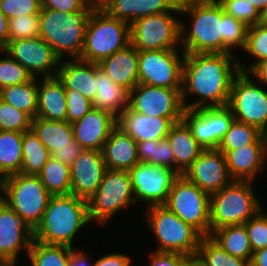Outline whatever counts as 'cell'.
Masks as SVG:
<instances>
[{
	"instance_id": "47",
	"label": "cell",
	"mask_w": 267,
	"mask_h": 266,
	"mask_svg": "<svg viewBox=\"0 0 267 266\" xmlns=\"http://www.w3.org/2000/svg\"><path fill=\"white\" fill-rule=\"evenodd\" d=\"M223 7L224 11L243 22L246 26L251 27L258 24L259 12L250 3L245 0H217Z\"/></svg>"
},
{
	"instance_id": "34",
	"label": "cell",
	"mask_w": 267,
	"mask_h": 266,
	"mask_svg": "<svg viewBox=\"0 0 267 266\" xmlns=\"http://www.w3.org/2000/svg\"><path fill=\"white\" fill-rule=\"evenodd\" d=\"M23 133L0 131V177L20 173L22 165Z\"/></svg>"
},
{
	"instance_id": "63",
	"label": "cell",
	"mask_w": 267,
	"mask_h": 266,
	"mask_svg": "<svg viewBox=\"0 0 267 266\" xmlns=\"http://www.w3.org/2000/svg\"><path fill=\"white\" fill-rule=\"evenodd\" d=\"M187 266H199L194 260H192Z\"/></svg>"
},
{
	"instance_id": "33",
	"label": "cell",
	"mask_w": 267,
	"mask_h": 266,
	"mask_svg": "<svg viewBox=\"0 0 267 266\" xmlns=\"http://www.w3.org/2000/svg\"><path fill=\"white\" fill-rule=\"evenodd\" d=\"M38 80L33 77L24 84L4 87L0 89V99L34 119L38 110Z\"/></svg>"
},
{
	"instance_id": "51",
	"label": "cell",
	"mask_w": 267,
	"mask_h": 266,
	"mask_svg": "<svg viewBox=\"0 0 267 266\" xmlns=\"http://www.w3.org/2000/svg\"><path fill=\"white\" fill-rule=\"evenodd\" d=\"M91 0H41V8L74 13L82 10Z\"/></svg>"
},
{
	"instance_id": "62",
	"label": "cell",
	"mask_w": 267,
	"mask_h": 266,
	"mask_svg": "<svg viewBox=\"0 0 267 266\" xmlns=\"http://www.w3.org/2000/svg\"><path fill=\"white\" fill-rule=\"evenodd\" d=\"M2 182L3 179L0 177V201L2 200Z\"/></svg>"
},
{
	"instance_id": "1",
	"label": "cell",
	"mask_w": 267,
	"mask_h": 266,
	"mask_svg": "<svg viewBox=\"0 0 267 266\" xmlns=\"http://www.w3.org/2000/svg\"><path fill=\"white\" fill-rule=\"evenodd\" d=\"M240 72L233 54H185L181 97L185 109L227 106L231 85ZM187 95L198 100L187 103Z\"/></svg>"
},
{
	"instance_id": "46",
	"label": "cell",
	"mask_w": 267,
	"mask_h": 266,
	"mask_svg": "<svg viewBox=\"0 0 267 266\" xmlns=\"http://www.w3.org/2000/svg\"><path fill=\"white\" fill-rule=\"evenodd\" d=\"M252 251L267 247V213L263 208L244 223Z\"/></svg>"
},
{
	"instance_id": "38",
	"label": "cell",
	"mask_w": 267,
	"mask_h": 266,
	"mask_svg": "<svg viewBox=\"0 0 267 266\" xmlns=\"http://www.w3.org/2000/svg\"><path fill=\"white\" fill-rule=\"evenodd\" d=\"M73 247L33 240L27 255L31 266H68Z\"/></svg>"
},
{
	"instance_id": "61",
	"label": "cell",
	"mask_w": 267,
	"mask_h": 266,
	"mask_svg": "<svg viewBox=\"0 0 267 266\" xmlns=\"http://www.w3.org/2000/svg\"><path fill=\"white\" fill-rule=\"evenodd\" d=\"M16 262H0V266H16Z\"/></svg>"
},
{
	"instance_id": "43",
	"label": "cell",
	"mask_w": 267,
	"mask_h": 266,
	"mask_svg": "<svg viewBox=\"0 0 267 266\" xmlns=\"http://www.w3.org/2000/svg\"><path fill=\"white\" fill-rule=\"evenodd\" d=\"M9 41L39 37V14L9 19Z\"/></svg>"
},
{
	"instance_id": "10",
	"label": "cell",
	"mask_w": 267,
	"mask_h": 266,
	"mask_svg": "<svg viewBox=\"0 0 267 266\" xmlns=\"http://www.w3.org/2000/svg\"><path fill=\"white\" fill-rule=\"evenodd\" d=\"M164 206L202 236H210V195L184 175L174 181Z\"/></svg>"
},
{
	"instance_id": "52",
	"label": "cell",
	"mask_w": 267,
	"mask_h": 266,
	"mask_svg": "<svg viewBox=\"0 0 267 266\" xmlns=\"http://www.w3.org/2000/svg\"><path fill=\"white\" fill-rule=\"evenodd\" d=\"M238 65L240 71L247 72L257 78L256 80H259L260 83H263L262 87L264 84L267 86V59L257 63H250L248 66L247 63L242 64V62L238 61Z\"/></svg>"
},
{
	"instance_id": "26",
	"label": "cell",
	"mask_w": 267,
	"mask_h": 266,
	"mask_svg": "<svg viewBox=\"0 0 267 266\" xmlns=\"http://www.w3.org/2000/svg\"><path fill=\"white\" fill-rule=\"evenodd\" d=\"M58 79L65 89H73L80 92L90 101L96 95L95 63L79 58L60 61L57 71Z\"/></svg>"
},
{
	"instance_id": "41",
	"label": "cell",
	"mask_w": 267,
	"mask_h": 266,
	"mask_svg": "<svg viewBox=\"0 0 267 266\" xmlns=\"http://www.w3.org/2000/svg\"><path fill=\"white\" fill-rule=\"evenodd\" d=\"M32 118L25 112L0 99V131L31 130Z\"/></svg>"
},
{
	"instance_id": "9",
	"label": "cell",
	"mask_w": 267,
	"mask_h": 266,
	"mask_svg": "<svg viewBox=\"0 0 267 266\" xmlns=\"http://www.w3.org/2000/svg\"><path fill=\"white\" fill-rule=\"evenodd\" d=\"M89 217L98 224L109 222L136 201L129 171L106 169L97 191L87 200Z\"/></svg>"
},
{
	"instance_id": "23",
	"label": "cell",
	"mask_w": 267,
	"mask_h": 266,
	"mask_svg": "<svg viewBox=\"0 0 267 266\" xmlns=\"http://www.w3.org/2000/svg\"><path fill=\"white\" fill-rule=\"evenodd\" d=\"M180 0H108L101 9L131 25L137 19L163 12H180Z\"/></svg>"
},
{
	"instance_id": "7",
	"label": "cell",
	"mask_w": 267,
	"mask_h": 266,
	"mask_svg": "<svg viewBox=\"0 0 267 266\" xmlns=\"http://www.w3.org/2000/svg\"><path fill=\"white\" fill-rule=\"evenodd\" d=\"M146 223L157 239V252L179 253L195 258L202 235L164 205L145 209Z\"/></svg>"
},
{
	"instance_id": "50",
	"label": "cell",
	"mask_w": 267,
	"mask_h": 266,
	"mask_svg": "<svg viewBox=\"0 0 267 266\" xmlns=\"http://www.w3.org/2000/svg\"><path fill=\"white\" fill-rule=\"evenodd\" d=\"M149 266H187L193 258L179 253L151 252Z\"/></svg>"
},
{
	"instance_id": "11",
	"label": "cell",
	"mask_w": 267,
	"mask_h": 266,
	"mask_svg": "<svg viewBox=\"0 0 267 266\" xmlns=\"http://www.w3.org/2000/svg\"><path fill=\"white\" fill-rule=\"evenodd\" d=\"M163 12L137 19L130 25V44L138 51L177 49L181 46V21Z\"/></svg>"
},
{
	"instance_id": "4",
	"label": "cell",
	"mask_w": 267,
	"mask_h": 266,
	"mask_svg": "<svg viewBox=\"0 0 267 266\" xmlns=\"http://www.w3.org/2000/svg\"><path fill=\"white\" fill-rule=\"evenodd\" d=\"M95 7V0H91L82 10L74 13L42 8L39 13V37L52 47L61 60L67 59L66 54L72 59L80 58L87 22Z\"/></svg>"
},
{
	"instance_id": "44",
	"label": "cell",
	"mask_w": 267,
	"mask_h": 266,
	"mask_svg": "<svg viewBox=\"0 0 267 266\" xmlns=\"http://www.w3.org/2000/svg\"><path fill=\"white\" fill-rule=\"evenodd\" d=\"M248 26L225 12V54H233L232 49L246 45Z\"/></svg>"
},
{
	"instance_id": "32",
	"label": "cell",
	"mask_w": 267,
	"mask_h": 266,
	"mask_svg": "<svg viewBox=\"0 0 267 266\" xmlns=\"http://www.w3.org/2000/svg\"><path fill=\"white\" fill-rule=\"evenodd\" d=\"M210 237L230 255L251 261L253 251L244 224L221 227Z\"/></svg>"
},
{
	"instance_id": "8",
	"label": "cell",
	"mask_w": 267,
	"mask_h": 266,
	"mask_svg": "<svg viewBox=\"0 0 267 266\" xmlns=\"http://www.w3.org/2000/svg\"><path fill=\"white\" fill-rule=\"evenodd\" d=\"M52 195L38 175L17 173L3 178L2 201L35 230Z\"/></svg>"
},
{
	"instance_id": "29",
	"label": "cell",
	"mask_w": 267,
	"mask_h": 266,
	"mask_svg": "<svg viewBox=\"0 0 267 266\" xmlns=\"http://www.w3.org/2000/svg\"><path fill=\"white\" fill-rule=\"evenodd\" d=\"M96 95L94 108L111 113L116 118L129 106L130 91L113 80L95 63Z\"/></svg>"
},
{
	"instance_id": "39",
	"label": "cell",
	"mask_w": 267,
	"mask_h": 266,
	"mask_svg": "<svg viewBox=\"0 0 267 266\" xmlns=\"http://www.w3.org/2000/svg\"><path fill=\"white\" fill-rule=\"evenodd\" d=\"M139 163L164 166L175 170L174 154L168 138L137 142Z\"/></svg>"
},
{
	"instance_id": "59",
	"label": "cell",
	"mask_w": 267,
	"mask_h": 266,
	"mask_svg": "<svg viewBox=\"0 0 267 266\" xmlns=\"http://www.w3.org/2000/svg\"><path fill=\"white\" fill-rule=\"evenodd\" d=\"M258 24L262 26H267V7L259 13Z\"/></svg>"
},
{
	"instance_id": "30",
	"label": "cell",
	"mask_w": 267,
	"mask_h": 266,
	"mask_svg": "<svg viewBox=\"0 0 267 266\" xmlns=\"http://www.w3.org/2000/svg\"><path fill=\"white\" fill-rule=\"evenodd\" d=\"M167 138L174 154L175 171L184 175L204 148L196 141L183 120L171 126Z\"/></svg>"
},
{
	"instance_id": "37",
	"label": "cell",
	"mask_w": 267,
	"mask_h": 266,
	"mask_svg": "<svg viewBox=\"0 0 267 266\" xmlns=\"http://www.w3.org/2000/svg\"><path fill=\"white\" fill-rule=\"evenodd\" d=\"M38 176L52 196L70 194V166L56 158L50 156Z\"/></svg>"
},
{
	"instance_id": "57",
	"label": "cell",
	"mask_w": 267,
	"mask_h": 266,
	"mask_svg": "<svg viewBox=\"0 0 267 266\" xmlns=\"http://www.w3.org/2000/svg\"><path fill=\"white\" fill-rule=\"evenodd\" d=\"M250 266H267V247L253 252Z\"/></svg>"
},
{
	"instance_id": "48",
	"label": "cell",
	"mask_w": 267,
	"mask_h": 266,
	"mask_svg": "<svg viewBox=\"0 0 267 266\" xmlns=\"http://www.w3.org/2000/svg\"><path fill=\"white\" fill-rule=\"evenodd\" d=\"M67 116L66 121L73 123L82 119L93 107L92 101L73 89H65Z\"/></svg>"
},
{
	"instance_id": "22",
	"label": "cell",
	"mask_w": 267,
	"mask_h": 266,
	"mask_svg": "<svg viewBox=\"0 0 267 266\" xmlns=\"http://www.w3.org/2000/svg\"><path fill=\"white\" fill-rule=\"evenodd\" d=\"M117 118L109 112L92 107L82 118L72 123L74 140L82 149L102 151Z\"/></svg>"
},
{
	"instance_id": "19",
	"label": "cell",
	"mask_w": 267,
	"mask_h": 266,
	"mask_svg": "<svg viewBox=\"0 0 267 266\" xmlns=\"http://www.w3.org/2000/svg\"><path fill=\"white\" fill-rule=\"evenodd\" d=\"M184 176L209 195L220 191L233 181L225 155L218 149H204Z\"/></svg>"
},
{
	"instance_id": "54",
	"label": "cell",
	"mask_w": 267,
	"mask_h": 266,
	"mask_svg": "<svg viewBox=\"0 0 267 266\" xmlns=\"http://www.w3.org/2000/svg\"><path fill=\"white\" fill-rule=\"evenodd\" d=\"M93 266H131V258L124 253H111L101 256Z\"/></svg>"
},
{
	"instance_id": "42",
	"label": "cell",
	"mask_w": 267,
	"mask_h": 266,
	"mask_svg": "<svg viewBox=\"0 0 267 266\" xmlns=\"http://www.w3.org/2000/svg\"><path fill=\"white\" fill-rule=\"evenodd\" d=\"M1 53L6 54L0 59V89L17 84H24L33 77L20 63L14 60L4 50ZM7 56V57H5Z\"/></svg>"
},
{
	"instance_id": "53",
	"label": "cell",
	"mask_w": 267,
	"mask_h": 266,
	"mask_svg": "<svg viewBox=\"0 0 267 266\" xmlns=\"http://www.w3.org/2000/svg\"><path fill=\"white\" fill-rule=\"evenodd\" d=\"M82 150L81 146L76 141H73L72 147L58 148L51 154V156L62 163L71 166L74 160L81 154Z\"/></svg>"
},
{
	"instance_id": "49",
	"label": "cell",
	"mask_w": 267,
	"mask_h": 266,
	"mask_svg": "<svg viewBox=\"0 0 267 266\" xmlns=\"http://www.w3.org/2000/svg\"><path fill=\"white\" fill-rule=\"evenodd\" d=\"M41 9V0H0V10L8 19L39 14Z\"/></svg>"
},
{
	"instance_id": "15",
	"label": "cell",
	"mask_w": 267,
	"mask_h": 266,
	"mask_svg": "<svg viewBox=\"0 0 267 266\" xmlns=\"http://www.w3.org/2000/svg\"><path fill=\"white\" fill-rule=\"evenodd\" d=\"M134 199L151 206L164 205L174 181L180 176L174 169L137 163L129 170Z\"/></svg>"
},
{
	"instance_id": "56",
	"label": "cell",
	"mask_w": 267,
	"mask_h": 266,
	"mask_svg": "<svg viewBox=\"0 0 267 266\" xmlns=\"http://www.w3.org/2000/svg\"><path fill=\"white\" fill-rule=\"evenodd\" d=\"M9 19L0 10V50H3L9 43Z\"/></svg>"
},
{
	"instance_id": "35",
	"label": "cell",
	"mask_w": 267,
	"mask_h": 266,
	"mask_svg": "<svg viewBox=\"0 0 267 266\" xmlns=\"http://www.w3.org/2000/svg\"><path fill=\"white\" fill-rule=\"evenodd\" d=\"M199 266H250V262L230 255L210 236H202L193 259Z\"/></svg>"
},
{
	"instance_id": "55",
	"label": "cell",
	"mask_w": 267,
	"mask_h": 266,
	"mask_svg": "<svg viewBox=\"0 0 267 266\" xmlns=\"http://www.w3.org/2000/svg\"><path fill=\"white\" fill-rule=\"evenodd\" d=\"M88 254L83 251L72 249L69 253V263L68 266H93L87 256Z\"/></svg>"
},
{
	"instance_id": "2",
	"label": "cell",
	"mask_w": 267,
	"mask_h": 266,
	"mask_svg": "<svg viewBox=\"0 0 267 266\" xmlns=\"http://www.w3.org/2000/svg\"><path fill=\"white\" fill-rule=\"evenodd\" d=\"M180 15L191 19L190 30L181 22L185 54H225V11L217 0H180ZM189 30V31H188Z\"/></svg>"
},
{
	"instance_id": "17",
	"label": "cell",
	"mask_w": 267,
	"mask_h": 266,
	"mask_svg": "<svg viewBox=\"0 0 267 266\" xmlns=\"http://www.w3.org/2000/svg\"><path fill=\"white\" fill-rule=\"evenodd\" d=\"M3 50L27 69L32 77L42 75L41 77L45 78L57 75L61 59L40 37L9 41Z\"/></svg>"
},
{
	"instance_id": "12",
	"label": "cell",
	"mask_w": 267,
	"mask_h": 266,
	"mask_svg": "<svg viewBox=\"0 0 267 266\" xmlns=\"http://www.w3.org/2000/svg\"><path fill=\"white\" fill-rule=\"evenodd\" d=\"M251 77L242 71L235 76L227 106L235 120L253 125L267 134V90Z\"/></svg>"
},
{
	"instance_id": "45",
	"label": "cell",
	"mask_w": 267,
	"mask_h": 266,
	"mask_svg": "<svg viewBox=\"0 0 267 266\" xmlns=\"http://www.w3.org/2000/svg\"><path fill=\"white\" fill-rule=\"evenodd\" d=\"M243 51L253 58H257L255 63L267 59V26L256 24L248 27L246 45Z\"/></svg>"
},
{
	"instance_id": "31",
	"label": "cell",
	"mask_w": 267,
	"mask_h": 266,
	"mask_svg": "<svg viewBox=\"0 0 267 266\" xmlns=\"http://www.w3.org/2000/svg\"><path fill=\"white\" fill-rule=\"evenodd\" d=\"M31 130L44 144L50 155L58 148L72 147L74 132L72 124L67 121H51L35 117Z\"/></svg>"
},
{
	"instance_id": "20",
	"label": "cell",
	"mask_w": 267,
	"mask_h": 266,
	"mask_svg": "<svg viewBox=\"0 0 267 266\" xmlns=\"http://www.w3.org/2000/svg\"><path fill=\"white\" fill-rule=\"evenodd\" d=\"M106 169L102 151L83 149L70 166V194L88 200L100 186Z\"/></svg>"
},
{
	"instance_id": "13",
	"label": "cell",
	"mask_w": 267,
	"mask_h": 266,
	"mask_svg": "<svg viewBox=\"0 0 267 266\" xmlns=\"http://www.w3.org/2000/svg\"><path fill=\"white\" fill-rule=\"evenodd\" d=\"M180 53L177 49L138 51V82L182 89L185 53Z\"/></svg>"
},
{
	"instance_id": "5",
	"label": "cell",
	"mask_w": 267,
	"mask_h": 266,
	"mask_svg": "<svg viewBox=\"0 0 267 266\" xmlns=\"http://www.w3.org/2000/svg\"><path fill=\"white\" fill-rule=\"evenodd\" d=\"M252 184L233 180L210 195V234L224 226L244 224L262 209Z\"/></svg>"
},
{
	"instance_id": "58",
	"label": "cell",
	"mask_w": 267,
	"mask_h": 266,
	"mask_svg": "<svg viewBox=\"0 0 267 266\" xmlns=\"http://www.w3.org/2000/svg\"><path fill=\"white\" fill-rule=\"evenodd\" d=\"M250 3L254 8L260 13L263 9L267 7V0H245Z\"/></svg>"
},
{
	"instance_id": "60",
	"label": "cell",
	"mask_w": 267,
	"mask_h": 266,
	"mask_svg": "<svg viewBox=\"0 0 267 266\" xmlns=\"http://www.w3.org/2000/svg\"><path fill=\"white\" fill-rule=\"evenodd\" d=\"M108 0H95L96 7L101 8Z\"/></svg>"
},
{
	"instance_id": "40",
	"label": "cell",
	"mask_w": 267,
	"mask_h": 266,
	"mask_svg": "<svg viewBox=\"0 0 267 266\" xmlns=\"http://www.w3.org/2000/svg\"><path fill=\"white\" fill-rule=\"evenodd\" d=\"M262 134L257 127L234 119L217 149L225 154L229 150L253 144Z\"/></svg>"
},
{
	"instance_id": "25",
	"label": "cell",
	"mask_w": 267,
	"mask_h": 266,
	"mask_svg": "<svg viewBox=\"0 0 267 266\" xmlns=\"http://www.w3.org/2000/svg\"><path fill=\"white\" fill-rule=\"evenodd\" d=\"M106 168L129 171L139 163L137 142L116 126L102 149Z\"/></svg>"
},
{
	"instance_id": "27",
	"label": "cell",
	"mask_w": 267,
	"mask_h": 266,
	"mask_svg": "<svg viewBox=\"0 0 267 266\" xmlns=\"http://www.w3.org/2000/svg\"><path fill=\"white\" fill-rule=\"evenodd\" d=\"M115 84L131 91L138 82V50L129 44L98 63Z\"/></svg>"
},
{
	"instance_id": "16",
	"label": "cell",
	"mask_w": 267,
	"mask_h": 266,
	"mask_svg": "<svg viewBox=\"0 0 267 266\" xmlns=\"http://www.w3.org/2000/svg\"><path fill=\"white\" fill-rule=\"evenodd\" d=\"M234 119L228 106L184 109L182 117L204 149H217Z\"/></svg>"
},
{
	"instance_id": "21",
	"label": "cell",
	"mask_w": 267,
	"mask_h": 266,
	"mask_svg": "<svg viewBox=\"0 0 267 266\" xmlns=\"http://www.w3.org/2000/svg\"><path fill=\"white\" fill-rule=\"evenodd\" d=\"M224 155L233 180L254 182L267 161V134L263 133L253 144L229 150Z\"/></svg>"
},
{
	"instance_id": "18",
	"label": "cell",
	"mask_w": 267,
	"mask_h": 266,
	"mask_svg": "<svg viewBox=\"0 0 267 266\" xmlns=\"http://www.w3.org/2000/svg\"><path fill=\"white\" fill-rule=\"evenodd\" d=\"M34 230L4 201H0V262H16L19 252L30 250ZM23 248V249H22Z\"/></svg>"
},
{
	"instance_id": "6",
	"label": "cell",
	"mask_w": 267,
	"mask_h": 266,
	"mask_svg": "<svg viewBox=\"0 0 267 266\" xmlns=\"http://www.w3.org/2000/svg\"><path fill=\"white\" fill-rule=\"evenodd\" d=\"M129 44L130 25L111 18L101 8L95 7L87 22L79 59L98 64Z\"/></svg>"
},
{
	"instance_id": "3",
	"label": "cell",
	"mask_w": 267,
	"mask_h": 266,
	"mask_svg": "<svg viewBox=\"0 0 267 266\" xmlns=\"http://www.w3.org/2000/svg\"><path fill=\"white\" fill-rule=\"evenodd\" d=\"M90 222L87 200L72 194L51 196L34 240L73 247L75 235Z\"/></svg>"
},
{
	"instance_id": "28",
	"label": "cell",
	"mask_w": 267,
	"mask_h": 266,
	"mask_svg": "<svg viewBox=\"0 0 267 266\" xmlns=\"http://www.w3.org/2000/svg\"><path fill=\"white\" fill-rule=\"evenodd\" d=\"M40 78L36 117L51 121H66L67 103L62 82L57 76Z\"/></svg>"
},
{
	"instance_id": "24",
	"label": "cell",
	"mask_w": 267,
	"mask_h": 266,
	"mask_svg": "<svg viewBox=\"0 0 267 266\" xmlns=\"http://www.w3.org/2000/svg\"><path fill=\"white\" fill-rule=\"evenodd\" d=\"M172 125L166 117L143 115L129 106L117 118V126L136 142L164 139Z\"/></svg>"
},
{
	"instance_id": "36",
	"label": "cell",
	"mask_w": 267,
	"mask_h": 266,
	"mask_svg": "<svg viewBox=\"0 0 267 266\" xmlns=\"http://www.w3.org/2000/svg\"><path fill=\"white\" fill-rule=\"evenodd\" d=\"M22 153L20 173L25 175H38L51 156L32 130L23 132Z\"/></svg>"
},
{
	"instance_id": "14",
	"label": "cell",
	"mask_w": 267,
	"mask_h": 266,
	"mask_svg": "<svg viewBox=\"0 0 267 266\" xmlns=\"http://www.w3.org/2000/svg\"><path fill=\"white\" fill-rule=\"evenodd\" d=\"M182 89H170L138 83L131 91L129 107L140 114L166 117L173 124L182 121Z\"/></svg>"
}]
</instances>
